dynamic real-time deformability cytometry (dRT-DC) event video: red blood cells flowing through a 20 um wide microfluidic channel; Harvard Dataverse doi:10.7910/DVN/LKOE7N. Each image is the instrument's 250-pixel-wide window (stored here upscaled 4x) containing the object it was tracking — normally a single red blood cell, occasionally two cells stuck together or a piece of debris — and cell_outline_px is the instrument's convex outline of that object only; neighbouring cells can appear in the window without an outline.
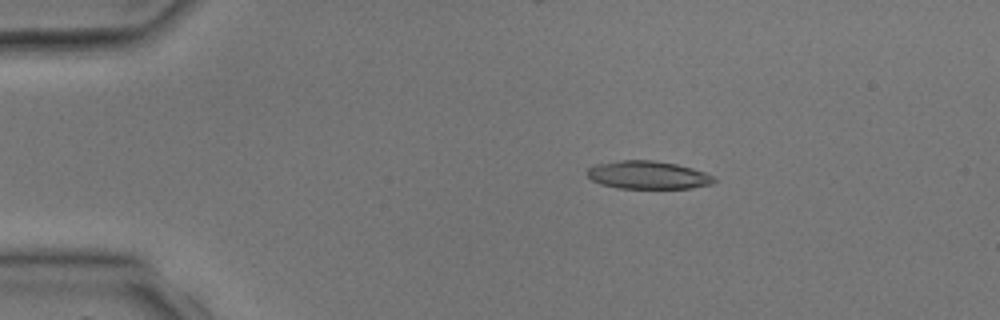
{"species": "common noctule bat (a hibernating species)", "species_latin": "Nyctalus noctula", "temperature_condition": "room temperature", "stored_images_in_passage": 4, "camera_frame_rate_fps": 3000, "um_per_image_px": 0.085, "animal": {"sex": "male", "body_mass_g": 17.9, "forearm_length_mm": 54.2}, "frame": {"image": 1, "passage_image": 3, "time_ms": 2.333, "image_size_px": [1000, 320], "cell_outline_px": [[716, 180], [712, 184], [692, 188], [616, 188], [600, 184], [592, 180], [588, 176], [588, 168], [596, 164], [620, 160], [652, 160], [676, 164], [692, 168], [704, 172], [712, 176]], "centroid_in_image_um": [55.06, 14.88], "position_along_channel_um": 29.9, "area_um2": 20.63}}
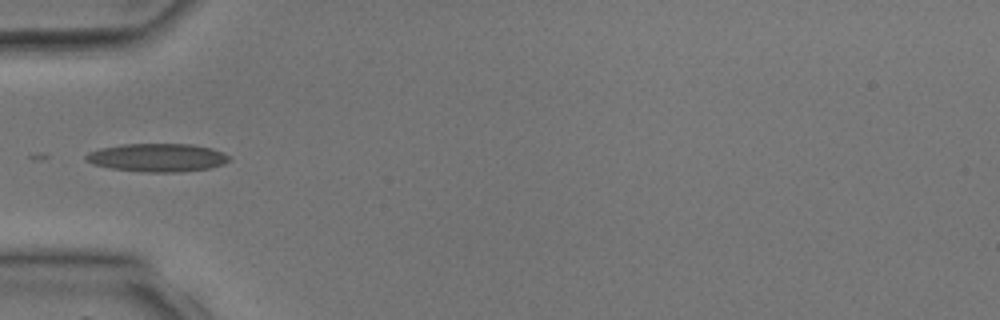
{"frame": {"image": 2, "passage_image": 4, "time_ms": 4.333, "image_size_px": [1000, 320], "cell_outline_px": [[232, 160], [224, 164], [208, 168], [180, 172], [148, 172], [112, 168], [92, 164], [84, 160], [84, 156], [88, 152], [100, 148], [120, 144], [192, 144], [212, 148], [224, 152], [232, 156]], "centroid_in_image_um": [13.41, 13.38], "position_along_channel_um": 71.6, "area_um2": 23.81}}